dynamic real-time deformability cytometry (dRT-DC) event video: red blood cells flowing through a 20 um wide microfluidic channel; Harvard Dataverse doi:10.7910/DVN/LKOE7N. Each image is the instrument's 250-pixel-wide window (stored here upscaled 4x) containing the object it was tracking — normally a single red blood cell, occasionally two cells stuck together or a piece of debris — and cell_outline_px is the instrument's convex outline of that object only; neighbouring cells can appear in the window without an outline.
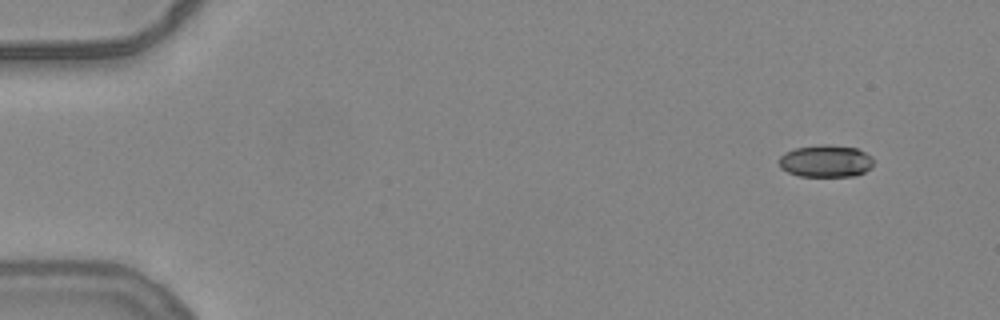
{"species": "common noctule bat (a hibernating species)", "species_latin": "Nyctalus noctula", "temperature_condition": "warm", "stored_images_in_passage": 51, "camera_frame_rate_fps": 3000, "um_per_image_px": 0.085, "animal": {"sex": "female", "body_mass_g": 24.6, "forearm_length_mm": 56.2}, "frame": {"image": 1, "passage_image": 1, "time_ms": 0.0, "image_size_px": [1000, 320], "cell_outline_px": [[872, 168], [856, 176], [800, 176], [788, 172], [780, 168], [780, 156], [784, 152], [796, 148], [820, 144], [828, 144], [856, 148], [872, 156]], "centroid_in_image_um": [70.19, 13.69], "position_along_channel_um": 14.8, "area_um2": 17.8}}
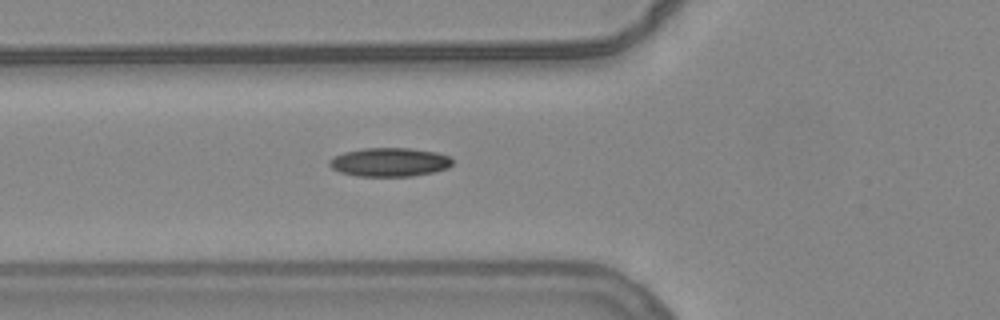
{"frame": {"image": 2, "passage_image": 17, "time_ms": 5.333, "image_size_px": [1000, 320], "cell_outline_px": [[452, 164], [448, 168], [436, 172], [412, 176], [356, 176], [340, 172], [332, 168], [328, 164], [328, 160], [332, 156], [344, 152], [364, 148], [408, 148], [436, 152], [448, 156], [452, 160]], "centroid_in_image_um": [33.09, 13.78], "position_along_channel_um": 92.7, "area_um2": 20.75}}
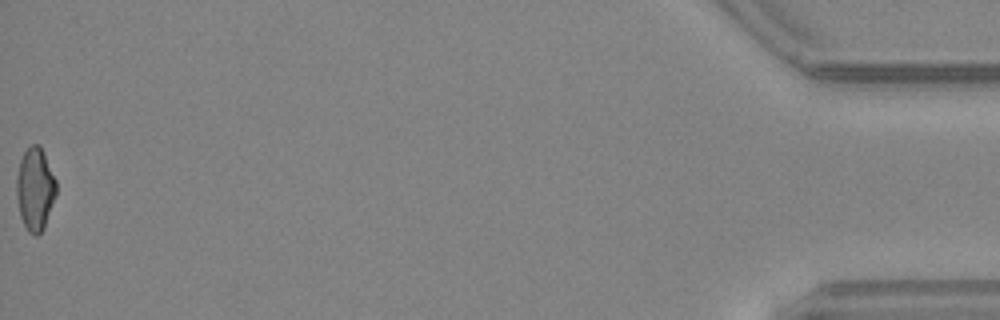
{"frame": {"image": 3, "passage_image": 51, "time_ms": 16.667, "image_size_px": [1000, 320], "cell_outline_px": [[56, 192], [44, 228], [36, 236], [28, 232], [20, 216], [16, 196], [16, 176], [20, 160], [24, 152], [32, 144], [40, 144], [44, 152], [56, 180]], "centroid_in_image_um": [2.97, 16.05], "position_along_channel_um": 432.2, "area_um2": 19.13}, "authors_computed_cell_mechanics": {"area_um2": 19.363, "velocity_mm_per_s": 3.8715, "shape_relaxation_time_tau1_ms": null, "shape_relaxation_time_tau2_ms": 3.276, "deformation_change_tau1": null, "deformation_change_tau2": 0.097}}